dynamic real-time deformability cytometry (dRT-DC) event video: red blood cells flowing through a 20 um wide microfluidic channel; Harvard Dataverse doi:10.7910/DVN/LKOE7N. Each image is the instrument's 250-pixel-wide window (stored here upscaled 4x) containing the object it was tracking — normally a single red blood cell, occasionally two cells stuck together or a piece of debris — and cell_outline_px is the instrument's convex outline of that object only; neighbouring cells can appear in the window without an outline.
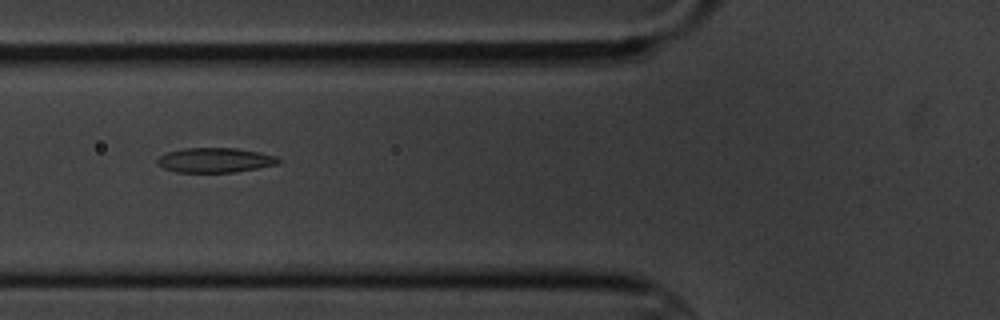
{"species": "common noctule bat (a hibernating species)", "species_latin": "Nyctalus noctula", "temperature_condition": "cold", "stored_images_in_passage": 8, "camera_frame_rate_fps": 3000, "um_per_image_px": 0.085, "animal": {"sex": "male", "body_mass_g": 20.1, "forearm_length_mm": 53.5}, "frame": {"image": 1, "passage_image": 7, "time_ms": 7.0, "image_size_px": [1000, 320], "cell_outline_px": [[280, 164], [236, 172], [176, 172], [164, 168], [156, 164], [156, 160], [160, 156], [168, 152], [184, 148], [236, 148], [260, 152], [276, 156], [280, 160]], "centroid_in_image_um": [18.29, 13.61], "position_along_channel_um": 107.5, "area_um2": 17.51}}
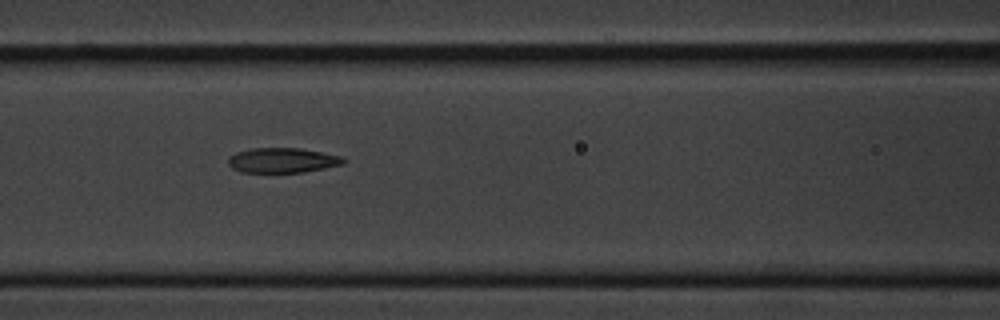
{"frame": {"image": 2, "passage_image": 8, "time_ms": 8.0, "image_size_px": [1000, 320], "cell_outline_px": [[348, 160], [344, 164], [304, 172], [240, 172], [232, 168], [228, 164], [228, 156], [236, 152], [252, 148], [300, 148], [340, 156]], "centroid_in_image_um": [23.99, 13.62], "position_along_channel_um": 142.6, "area_um2": 16.76}}